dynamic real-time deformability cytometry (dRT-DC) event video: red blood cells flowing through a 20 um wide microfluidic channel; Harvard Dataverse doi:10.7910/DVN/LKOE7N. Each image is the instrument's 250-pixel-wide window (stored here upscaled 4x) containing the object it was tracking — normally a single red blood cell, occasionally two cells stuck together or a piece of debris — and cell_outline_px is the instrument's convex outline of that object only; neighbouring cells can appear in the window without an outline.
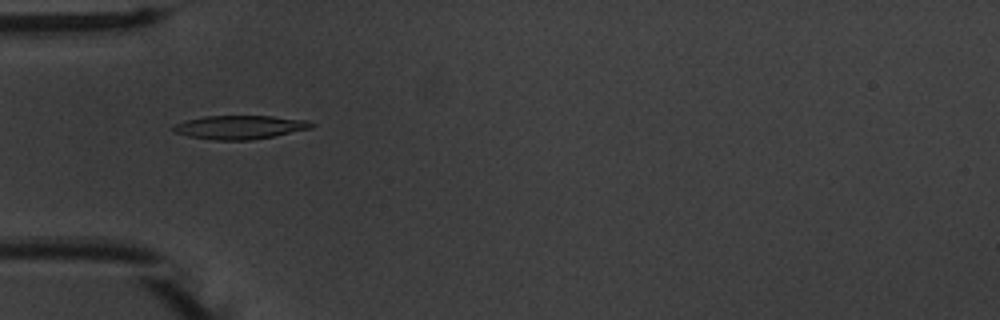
{"species": "common noctule bat (a hibernating species)", "species_latin": "Nyctalus noctula", "temperature_condition": "warm", "stored_images_in_passage": 44, "camera_frame_rate_fps": 3000, "um_per_image_px": 0.085, "animal": {"sex": "male", "body_mass_g": 20.1, "forearm_length_mm": 53.5}, "frame": {"image": 1, "passage_image": 7, "time_ms": 2.0, "image_size_px": [1000, 320], "cell_outline_px": [[316, 124], [312, 128], [272, 136], [248, 140], [216, 140], [188, 136], [172, 132], [172, 128], [176, 124], [184, 120], [204, 116], [272, 116], [308, 120]], "centroid_in_image_um": [20.37, 10.8], "position_along_channel_um": 64.6, "area_um2": 19.02}}
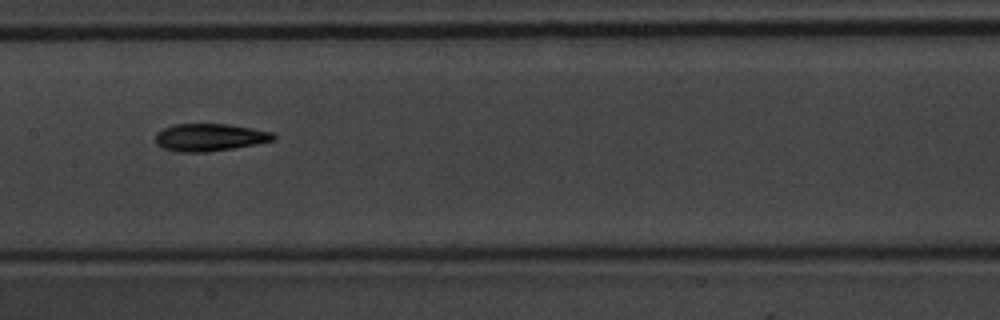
{"frame": {"image": 2, "passage_image": 17, "time_ms": 5.333, "image_size_px": [1000, 320], "cell_outline_px": [[276, 140], [256, 144], [208, 152], [176, 152], [164, 148], [156, 144], [156, 132], [172, 124], [228, 124], [252, 128], [272, 132], [276, 136]], "centroid_in_image_um": [17.82, 11.67], "position_along_channel_um": 189.6, "area_um2": 18.96}}
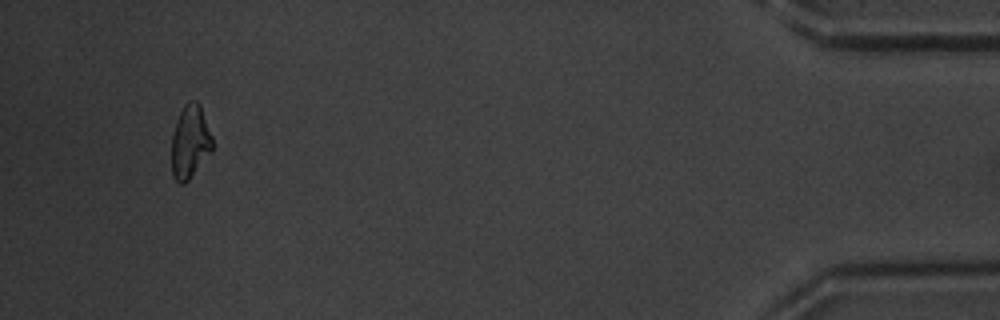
{"frame": {"image": 3, "passage_image": 41, "time_ms": 13.333, "image_size_px": [1000, 320], "cell_outline_px": [[212, 152], [188, 180], [184, 184], [180, 184], [172, 176], [172, 136], [176, 120], [184, 104], [188, 100], [196, 100], [200, 104], [212, 136]], "centroid_in_image_um": [16.16, 12.04], "position_along_channel_um": 419.0, "area_um2": 17.51}, "authors_computed_cell_mechanics": {"area_um2": 18.1781, "velocity_mm_per_s": 3.7564, "shape_relaxation_time_tau1_ms": 6.4365, "shape_relaxation_time_tau2_ms": 7.1738, "deformation_change_tau1": 0.2068, "deformation_change_tau2": 0.1557}}